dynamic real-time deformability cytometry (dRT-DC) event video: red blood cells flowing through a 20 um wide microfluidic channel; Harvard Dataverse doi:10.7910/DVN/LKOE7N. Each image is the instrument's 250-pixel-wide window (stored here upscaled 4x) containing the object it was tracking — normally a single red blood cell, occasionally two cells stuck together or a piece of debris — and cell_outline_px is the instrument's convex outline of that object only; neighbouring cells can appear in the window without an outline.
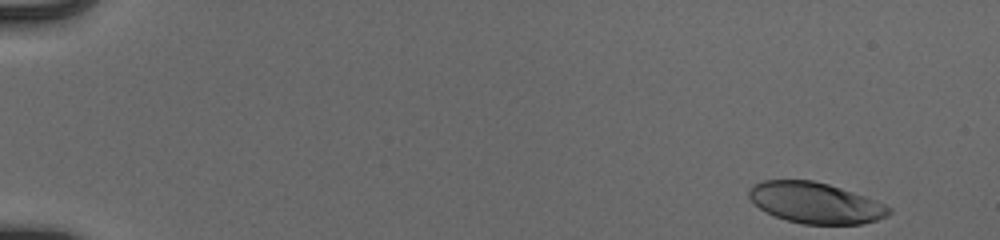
{"species": "human", "species_latin": "Homo sapiens", "temperature_condition": "cold", "stored_images_in_passage": 51, "camera_frame_rate_fps": 3000, "um_per_image_px": 0.085, "donor": {"sex": "male"}, "frame": {"image": 1, "passage_image": 1, "time_ms": 0.0, "image_size_px": [1000, 240], "cell_outline_px": [[892, 212], [888, 216], [876, 220], [860, 224], [804, 224], [788, 220], [776, 216], [760, 208], [748, 196], [748, 192], [752, 184], [764, 180], [812, 180], [828, 184], [864, 196], [884, 204], [892, 208]], "centroid_in_image_um": [69.32, 17.24], "position_along_channel_um": 15.7, "area_um2": 33.06}}
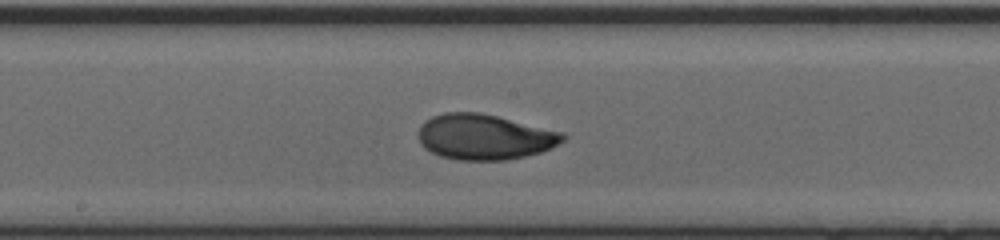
{"frame": {"image": 2, "passage_image": 28, "time_ms": 9.0, "image_size_px": [1000, 240], "cell_outline_px": [[568, 136], [564, 140], [552, 148], [540, 152], [524, 156], [504, 160], [456, 160], [440, 156], [424, 148], [420, 144], [416, 136], [420, 124], [424, 120], [432, 116], [444, 112], [480, 112], [564, 132]], "centroid_in_image_um": [41.15, 11.63], "position_along_channel_um": 207.1, "area_um2": 38.67}}
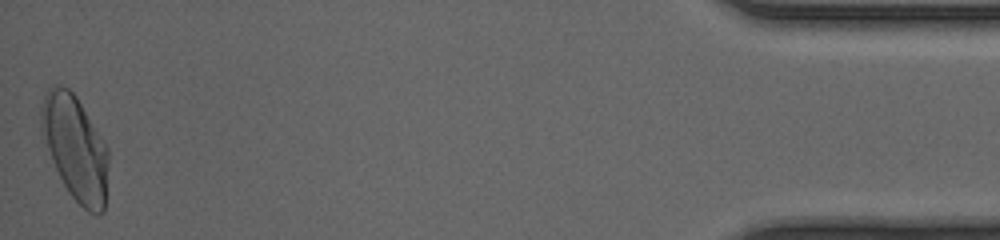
{"frame": {"image": 3, "passage_image": 51, "time_ms": 16.667, "image_size_px": [1000, 240], "cell_outline_px": [[108, 164], [104, 212], [96, 216], [88, 212], [68, 192], [52, 160], [40, 132], [40, 108], [44, 96], [48, 88], [52, 84], [60, 84], [68, 88], [76, 96], [108, 148]], "centroid_in_image_um": [6.38, 12.55], "position_along_channel_um": 428.8, "area_um2": 40.92}, "authors_computed_cell_mechanics": {"area_um2": 37.1654, "velocity_mm_per_s": 3.921, "shape_relaxation_time_tau1_ms": 3.6874, "shape_relaxation_time_tau2_ms": 1.0081, "deformation_change_tau1": 0.1793, "deformation_change_tau2": 0.0503}}